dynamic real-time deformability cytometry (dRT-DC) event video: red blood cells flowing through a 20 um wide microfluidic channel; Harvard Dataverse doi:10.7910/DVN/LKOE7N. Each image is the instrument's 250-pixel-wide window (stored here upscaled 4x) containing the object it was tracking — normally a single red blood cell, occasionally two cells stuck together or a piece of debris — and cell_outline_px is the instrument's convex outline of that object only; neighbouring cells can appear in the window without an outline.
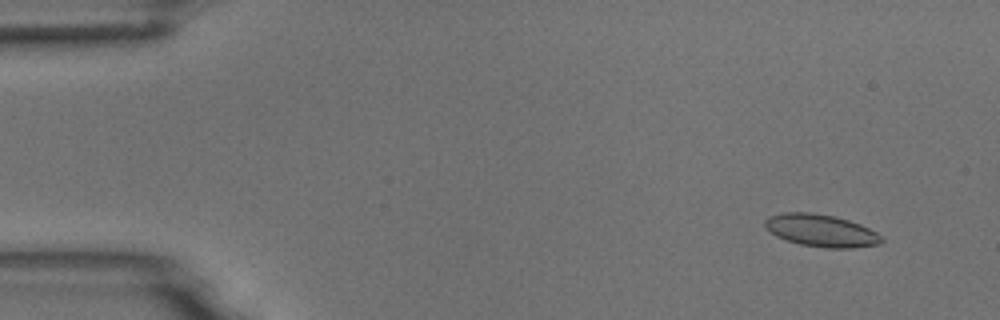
{"species": "common noctule bat (a hibernating species)", "species_latin": "Nyctalus noctula", "temperature_condition": "room temperature", "stored_images_in_passage": 10, "camera_frame_rate_fps": 3000, "um_per_image_px": 0.085, "animal": {"sex": "male", "body_mass_g": 18.8}, "frame": {"image": 1, "passage_image": 2, "time_ms": 0.333, "image_size_px": [1000, 320], "cell_outline_px": [[884, 240], [880, 244], [852, 248], [828, 248], [800, 244], [776, 236], [764, 224], [764, 220], [768, 216], [784, 212], [808, 212], [836, 216], [860, 224], [876, 232]], "centroid_in_image_um": [69.8, 19.59], "position_along_channel_um": 15.2, "area_um2": 21.85}}
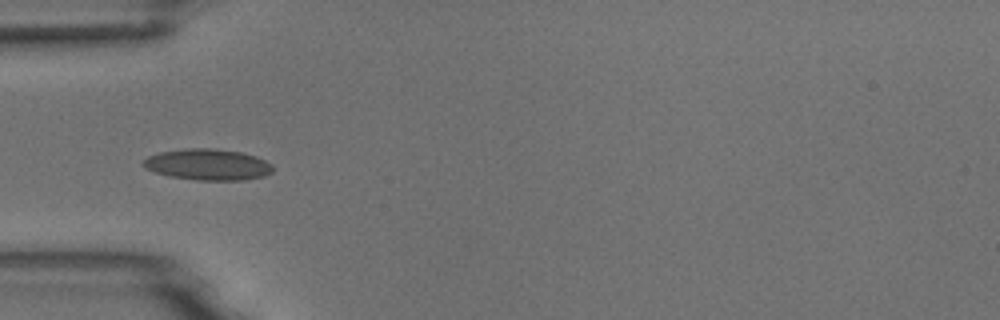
{"frame": {"image": 2, "passage_image": 5, "time_ms": 1.333, "image_size_px": [1000, 320], "cell_outline_px": [[272, 172], [264, 176], [244, 180], [196, 180], [172, 176], [156, 172], [144, 168], [140, 164], [148, 156], [160, 152], [184, 148], [212, 148], [240, 152], [256, 156], [272, 164]], "centroid_in_image_um": [17.65, 13.98], "position_along_channel_um": 67.3, "area_um2": 23.52}}
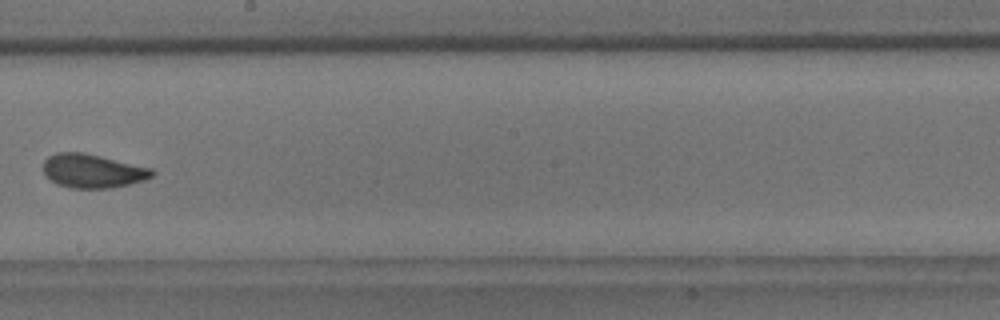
{"frame": {"image": 3, "passage_image": 9, "time_ms": 2.667, "image_size_px": [1000, 320], "cell_outline_px": [[156, 172], [152, 176], [144, 180], [128, 184], [108, 188], [72, 188], [56, 184], [44, 176], [44, 160], [48, 156], [56, 152], [84, 152], [152, 168]], "centroid_in_image_um": [7.85, 14.52], "position_along_channel_um": 240.4, "area_um2": 21.5}}